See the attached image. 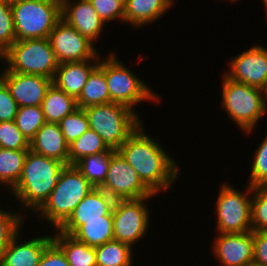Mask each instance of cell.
<instances>
[{
	"mask_svg": "<svg viewBox=\"0 0 267 266\" xmlns=\"http://www.w3.org/2000/svg\"><path fill=\"white\" fill-rule=\"evenodd\" d=\"M66 165L62 162L27 152L24 167L16 186L8 193L27 211L36 212L48 199Z\"/></svg>",
	"mask_w": 267,
	"mask_h": 266,
	"instance_id": "obj_2",
	"label": "cell"
},
{
	"mask_svg": "<svg viewBox=\"0 0 267 266\" xmlns=\"http://www.w3.org/2000/svg\"><path fill=\"white\" fill-rule=\"evenodd\" d=\"M151 198L115 201L112 210L114 240L128 244L132 248L137 241L143 240L151 226L150 213L152 212L146 204Z\"/></svg>",
	"mask_w": 267,
	"mask_h": 266,
	"instance_id": "obj_10",
	"label": "cell"
},
{
	"mask_svg": "<svg viewBox=\"0 0 267 266\" xmlns=\"http://www.w3.org/2000/svg\"><path fill=\"white\" fill-rule=\"evenodd\" d=\"M53 233V241L62 249L70 266H97L95 248L57 229Z\"/></svg>",
	"mask_w": 267,
	"mask_h": 266,
	"instance_id": "obj_23",
	"label": "cell"
},
{
	"mask_svg": "<svg viewBox=\"0 0 267 266\" xmlns=\"http://www.w3.org/2000/svg\"><path fill=\"white\" fill-rule=\"evenodd\" d=\"M100 59H91L80 62L59 63L53 84L77 99L86 84L92 70L98 65Z\"/></svg>",
	"mask_w": 267,
	"mask_h": 266,
	"instance_id": "obj_20",
	"label": "cell"
},
{
	"mask_svg": "<svg viewBox=\"0 0 267 266\" xmlns=\"http://www.w3.org/2000/svg\"><path fill=\"white\" fill-rule=\"evenodd\" d=\"M15 41L11 4L0 0V49L5 52Z\"/></svg>",
	"mask_w": 267,
	"mask_h": 266,
	"instance_id": "obj_36",
	"label": "cell"
},
{
	"mask_svg": "<svg viewBox=\"0 0 267 266\" xmlns=\"http://www.w3.org/2000/svg\"><path fill=\"white\" fill-rule=\"evenodd\" d=\"M224 73L233 81L262 89L267 81V48L263 44H253L240 54L233 56Z\"/></svg>",
	"mask_w": 267,
	"mask_h": 266,
	"instance_id": "obj_13",
	"label": "cell"
},
{
	"mask_svg": "<svg viewBox=\"0 0 267 266\" xmlns=\"http://www.w3.org/2000/svg\"><path fill=\"white\" fill-rule=\"evenodd\" d=\"M104 23L118 20L124 23L125 5L118 0H89ZM120 19V20H119Z\"/></svg>",
	"mask_w": 267,
	"mask_h": 266,
	"instance_id": "obj_37",
	"label": "cell"
},
{
	"mask_svg": "<svg viewBox=\"0 0 267 266\" xmlns=\"http://www.w3.org/2000/svg\"><path fill=\"white\" fill-rule=\"evenodd\" d=\"M8 72L41 75L54 79L59 62L49 38L15 41L4 53Z\"/></svg>",
	"mask_w": 267,
	"mask_h": 266,
	"instance_id": "obj_7",
	"label": "cell"
},
{
	"mask_svg": "<svg viewBox=\"0 0 267 266\" xmlns=\"http://www.w3.org/2000/svg\"><path fill=\"white\" fill-rule=\"evenodd\" d=\"M253 263L267 266V232L253 231Z\"/></svg>",
	"mask_w": 267,
	"mask_h": 266,
	"instance_id": "obj_40",
	"label": "cell"
},
{
	"mask_svg": "<svg viewBox=\"0 0 267 266\" xmlns=\"http://www.w3.org/2000/svg\"><path fill=\"white\" fill-rule=\"evenodd\" d=\"M145 128L142 123L117 151L137 172L143 184L159 195L170 190L177 181L181 172L180 161L173 159L161 143L146 133Z\"/></svg>",
	"mask_w": 267,
	"mask_h": 266,
	"instance_id": "obj_1",
	"label": "cell"
},
{
	"mask_svg": "<svg viewBox=\"0 0 267 266\" xmlns=\"http://www.w3.org/2000/svg\"><path fill=\"white\" fill-rule=\"evenodd\" d=\"M38 266H70L62 249L52 241L44 250Z\"/></svg>",
	"mask_w": 267,
	"mask_h": 266,
	"instance_id": "obj_39",
	"label": "cell"
},
{
	"mask_svg": "<svg viewBox=\"0 0 267 266\" xmlns=\"http://www.w3.org/2000/svg\"><path fill=\"white\" fill-rule=\"evenodd\" d=\"M228 1V0H227ZM229 1H231L230 3H233V2H236V0H229ZM238 1V0H237Z\"/></svg>",
	"mask_w": 267,
	"mask_h": 266,
	"instance_id": "obj_47",
	"label": "cell"
},
{
	"mask_svg": "<svg viewBox=\"0 0 267 266\" xmlns=\"http://www.w3.org/2000/svg\"><path fill=\"white\" fill-rule=\"evenodd\" d=\"M89 129L94 130L111 149L117 150L144 123L142 113L110 102L84 108ZM141 115V116H140Z\"/></svg>",
	"mask_w": 267,
	"mask_h": 266,
	"instance_id": "obj_4",
	"label": "cell"
},
{
	"mask_svg": "<svg viewBox=\"0 0 267 266\" xmlns=\"http://www.w3.org/2000/svg\"><path fill=\"white\" fill-rule=\"evenodd\" d=\"M76 102L77 107L83 109L88 106L111 102L105 79V57L103 59L100 58L98 65L90 73Z\"/></svg>",
	"mask_w": 267,
	"mask_h": 266,
	"instance_id": "obj_22",
	"label": "cell"
},
{
	"mask_svg": "<svg viewBox=\"0 0 267 266\" xmlns=\"http://www.w3.org/2000/svg\"><path fill=\"white\" fill-rule=\"evenodd\" d=\"M1 1L8 3V4H13L15 2H19V1H23V0H1Z\"/></svg>",
	"mask_w": 267,
	"mask_h": 266,
	"instance_id": "obj_43",
	"label": "cell"
},
{
	"mask_svg": "<svg viewBox=\"0 0 267 266\" xmlns=\"http://www.w3.org/2000/svg\"><path fill=\"white\" fill-rule=\"evenodd\" d=\"M77 108V102L74 97L67 95L55 84H51L42 103L46 122L59 123Z\"/></svg>",
	"mask_w": 267,
	"mask_h": 266,
	"instance_id": "obj_24",
	"label": "cell"
},
{
	"mask_svg": "<svg viewBox=\"0 0 267 266\" xmlns=\"http://www.w3.org/2000/svg\"><path fill=\"white\" fill-rule=\"evenodd\" d=\"M263 2V4H264V6L263 7H265V11H266V13H267V0H262Z\"/></svg>",
	"mask_w": 267,
	"mask_h": 266,
	"instance_id": "obj_44",
	"label": "cell"
},
{
	"mask_svg": "<svg viewBox=\"0 0 267 266\" xmlns=\"http://www.w3.org/2000/svg\"><path fill=\"white\" fill-rule=\"evenodd\" d=\"M244 191L236 189L229 182L221 184L214 203L216 230L218 233H243L252 231L251 201L253 187L248 183Z\"/></svg>",
	"mask_w": 267,
	"mask_h": 266,
	"instance_id": "obj_9",
	"label": "cell"
},
{
	"mask_svg": "<svg viewBox=\"0 0 267 266\" xmlns=\"http://www.w3.org/2000/svg\"><path fill=\"white\" fill-rule=\"evenodd\" d=\"M115 151L116 150L110 148L107 152L85 156L74 166L94 188H99L106 179L111 155Z\"/></svg>",
	"mask_w": 267,
	"mask_h": 266,
	"instance_id": "obj_28",
	"label": "cell"
},
{
	"mask_svg": "<svg viewBox=\"0 0 267 266\" xmlns=\"http://www.w3.org/2000/svg\"><path fill=\"white\" fill-rule=\"evenodd\" d=\"M120 1L121 3H123L124 5L126 4L127 0H118Z\"/></svg>",
	"mask_w": 267,
	"mask_h": 266,
	"instance_id": "obj_45",
	"label": "cell"
},
{
	"mask_svg": "<svg viewBox=\"0 0 267 266\" xmlns=\"http://www.w3.org/2000/svg\"><path fill=\"white\" fill-rule=\"evenodd\" d=\"M15 122L23 136L30 142L46 123L42 106L18 107Z\"/></svg>",
	"mask_w": 267,
	"mask_h": 266,
	"instance_id": "obj_30",
	"label": "cell"
},
{
	"mask_svg": "<svg viewBox=\"0 0 267 266\" xmlns=\"http://www.w3.org/2000/svg\"><path fill=\"white\" fill-rule=\"evenodd\" d=\"M110 148L92 129H88L78 139L69 144V165H75L85 156L107 152Z\"/></svg>",
	"mask_w": 267,
	"mask_h": 266,
	"instance_id": "obj_29",
	"label": "cell"
},
{
	"mask_svg": "<svg viewBox=\"0 0 267 266\" xmlns=\"http://www.w3.org/2000/svg\"><path fill=\"white\" fill-rule=\"evenodd\" d=\"M4 51L0 49V64L4 65ZM3 62V63H2Z\"/></svg>",
	"mask_w": 267,
	"mask_h": 266,
	"instance_id": "obj_42",
	"label": "cell"
},
{
	"mask_svg": "<svg viewBox=\"0 0 267 266\" xmlns=\"http://www.w3.org/2000/svg\"><path fill=\"white\" fill-rule=\"evenodd\" d=\"M61 132L68 144L78 139L89 129V123L83 108H77L59 122Z\"/></svg>",
	"mask_w": 267,
	"mask_h": 266,
	"instance_id": "obj_33",
	"label": "cell"
},
{
	"mask_svg": "<svg viewBox=\"0 0 267 266\" xmlns=\"http://www.w3.org/2000/svg\"><path fill=\"white\" fill-rule=\"evenodd\" d=\"M247 266H260V265H256L254 263L248 264Z\"/></svg>",
	"mask_w": 267,
	"mask_h": 266,
	"instance_id": "obj_46",
	"label": "cell"
},
{
	"mask_svg": "<svg viewBox=\"0 0 267 266\" xmlns=\"http://www.w3.org/2000/svg\"><path fill=\"white\" fill-rule=\"evenodd\" d=\"M0 147L12 150H29V142L18 129L15 120L0 122Z\"/></svg>",
	"mask_w": 267,
	"mask_h": 266,
	"instance_id": "obj_35",
	"label": "cell"
},
{
	"mask_svg": "<svg viewBox=\"0 0 267 266\" xmlns=\"http://www.w3.org/2000/svg\"><path fill=\"white\" fill-rule=\"evenodd\" d=\"M71 236L91 248H97L114 239L113 220L85 221Z\"/></svg>",
	"mask_w": 267,
	"mask_h": 266,
	"instance_id": "obj_27",
	"label": "cell"
},
{
	"mask_svg": "<svg viewBox=\"0 0 267 266\" xmlns=\"http://www.w3.org/2000/svg\"><path fill=\"white\" fill-rule=\"evenodd\" d=\"M261 90H262V95H263V98H264V101H265V104L267 107V81L265 82V84Z\"/></svg>",
	"mask_w": 267,
	"mask_h": 266,
	"instance_id": "obj_41",
	"label": "cell"
},
{
	"mask_svg": "<svg viewBox=\"0 0 267 266\" xmlns=\"http://www.w3.org/2000/svg\"><path fill=\"white\" fill-rule=\"evenodd\" d=\"M17 111V102L12 97L9 87L0 78V122L15 120Z\"/></svg>",
	"mask_w": 267,
	"mask_h": 266,
	"instance_id": "obj_38",
	"label": "cell"
},
{
	"mask_svg": "<svg viewBox=\"0 0 267 266\" xmlns=\"http://www.w3.org/2000/svg\"><path fill=\"white\" fill-rule=\"evenodd\" d=\"M251 225L252 231L267 232V186L253 187Z\"/></svg>",
	"mask_w": 267,
	"mask_h": 266,
	"instance_id": "obj_32",
	"label": "cell"
},
{
	"mask_svg": "<svg viewBox=\"0 0 267 266\" xmlns=\"http://www.w3.org/2000/svg\"><path fill=\"white\" fill-rule=\"evenodd\" d=\"M110 52L105 58V79L111 102L124 104L135 112L138 111L136 105L143 101L158 104L161 96L131 71L113 50Z\"/></svg>",
	"mask_w": 267,
	"mask_h": 266,
	"instance_id": "obj_6",
	"label": "cell"
},
{
	"mask_svg": "<svg viewBox=\"0 0 267 266\" xmlns=\"http://www.w3.org/2000/svg\"><path fill=\"white\" fill-rule=\"evenodd\" d=\"M21 235L22 230L12 238L2 255L0 266H38L45 248L53 241L52 234L47 233L24 241Z\"/></svg>",
	"mask_w": 267,
	"mask_h": 266,
	"instance_id": "obj_18",
	"label": "cell"
},
{
	"mask_svg": "<svg viewBox=\"0 0 267 266\" xmlns=\"http://www.w3.org/2000/svg\"><path fill=\"white\" fill-rule=\"evenodd\" d=\"M133 250L130 245L113 239L95 248L96 264L97 266H132Z\"/></svg>",
	"mask_w": 267,
	"mask_h": 266,
	"instance_id": "obj_26",
	"label": "cell"
},
{
	"mask_svg": "<svg viewBox=\"0 0 267 266\" xmlns=\"http://www.w3.org/2000/svg\"><path fill=\"white\" fill-rule=\"evenodd\" d=\"M49 40L59 63L80 62L103 57L100 56L101 52L97 50L93 42L63 19L56 23L49 35Z\"/></svg>",
	"mask_w": 267,
	"mask_h": 266,
	"instance_id": "obj_12",
	"label": "cell"
},
{
	"mask_svg": "<svg viewBox=\"0 0 267 266\" xmlns=\"http://www.w3.org/2000/svg\"><path fill=\"white\" fill-rule=\"evenodd\" d=\"M93 189V185L74 165H67L61 171L50 196L35 215H38L36 217L41 221L51 224L56 230Z\"/></svg>",
	"mask_w": 267,
	"mask_h": 266,
	"instance_id": "obj_3",
	"label": "cell"
},
{
	"mask_svg": "<svg viewBox=\"0 0 267 266\" xmlns=\"http://www.w3.org/2000/svg\"><path fill=\"white\" fill-rule=\"evenodd\" d=\"M28 150L0 147V187L10 192L21 177Z\"/></svg>",
	"mask_w": 267,
	"mask_h": 266,
	"instance_id": "obj_25",
	"label": "cell"
},
{
	"mask_svg": "<svg viewBox=\"0 0 267 266\" xmlns=\"http://www.w3.org/2000/svg\"><path fill=\"white\" fill-rule=\"evenodd\" d=\"M172 0H127L124 7V23L139 29L157 22L172 8Z\"/></svg>",
	"mask_w": 267,
	"mask_h": 266,
	"instance_id": "obj_21",
	"label": "cell"
},
{
	"mask_svg": "<svg viewBox=\"0 0 267 266\" xmlns=\"http://www.w3.org/2000/svg\"><path fill=\"white\" fill-rule=\"evenodd\" d=\"M16 41L49 38L61 19L60 0H23L11 4Z\"/></svg>",
	"mask_w": 267,
	"mask_h": 266,
	"instance_id": "obj_8",
	"label": "cell"
},
{
	"mask_svg": "<svg viewBox=\"0 0 267 266\" xmlns=\"http://www.w3.org/2000/svg\"><path fill=\"white\" fill-rule=\"evenodd\" d=\"M215 234L211 251L221 266H247L253 263V231Z\"/></svg>",
	"mask_w": 267,
	"mask_h": 266,
	"instance_id": "obj_15",
	"label": "cell"
},
{
	"mask_svg": "<svg viewBox=\"0 0 267 266\" xmlns=\"http://www.w3.org/2000/svg\"><path fill=\"white\" fill-rule=\"evenodd\" d=\"M253 154L247 182L250 186H267V134Z\"/></svg>",
	"mask_w": 267,
	"mask_h": 266,
	"instance_id": "obj_34",
	"label": "cell"
},
{
	"mask_svg": "<svg viewBox=\"0 0 267 266\" xmlns=\"http://www.w3.org/2000/svg\"><path fill=\"white\" fill-rule=\"evenodd\" d=\"M99 188L116 201L157 196L143 184L137 172L117 150L111 155L106 179Z\"/></svg>",
	"mask_w": 267,
	"mask_h": 266,
	"instance_id": "obj_11",
	"label": "cell"
},
{
	"mask_svg": "<svg viewBox=\"0 0 267 266\" xmlns=\"http://www.w3.org/2000/svg\"><path fill=\"white\" fill-rule=\"evenodd\" d=\"M221 107L234 124L242 129L248 137L266 114L267 107L262 90L250 87L245 83L233 81L224 73L222 75ZM248 134V135H247Z\"/></svg>",
	"mask_w": 267,
	"mask_h": 266,
	"instance_id": "obj_5",
	"label": "cell"
},
{
	"mask_svg": "<svg viewBox=\"0 0 267 266\" xmlns=\"http://www.w3.org/2000/svg\"><path fill=\"white\" fill-rule=\"evenodd\" d=\"M29 149L47 158L69 165V144L59 123L46 122L29 142Z\"/></svg>",
	"mask_w": 267,
	"mask_h": 266,
	"instance_id": "obj_19",
	"label": "cell"
},
{
	"mask_svg": "<svg viewBox=\"0 0 267 266\" xmlns=\"http://www.w3.org/2000/svg\"><path fill=\"white\" fill-rule=\"evenodd\" d=\"M61 19L94 44L107 26L89 0H61Z\"/></svg>",
	"mask_w": 267,
	"mask_h": 266,
	"instance_id": "obj_17",
	"label": "cell"
},
{
	"mask_svg": "<svg viewBox=\"0 0 267 266\" xmlns=\"http://www.w3.org/2000/svg\"><path fill=\"white\" fill-rule=\"evenodd\" d=\"M3 70V71H2ZM0 78L9 87L18 107L42 106L48 88L53 79L32 74L0 71Z\"/></svg>",
	"mask_w": 267,
	"mask_h": 266,
	"instance_id": "obj_16",
	"label": "cell"
},
{
	"mask_svg": "<svg viewBox=\"0 0 267 266\" xmlns=\"http://www.w3.org/2000/svg\"><path fill=\"white\" fill-rule=\"evenodd\" d=\"M115 199L100 188H94L78 204L69 218L57 229L72 235L85 221L113 220L112 210Z\"/></svg>",
	"mask_w": 267,
	"mask_h": 266,
	"instance_id": "obj_14",
	"label": "cell"
},
{
	"mask_svg": "<svg viewBox=\"0 0 267 266\" xmlns=\"http://www.w3.org/2000/svg\"><path fill=\"white\" fill-rule=\"evenodd\" d=\"M0 207V260L12 238L22 229L25 220L24 216L18 211H7Z\"/></svg>",
	"mask_w": 267,
	"mask_h": 266,
	"instance_id": "obj_31",
	"label": "cell"
}]
</instances>
